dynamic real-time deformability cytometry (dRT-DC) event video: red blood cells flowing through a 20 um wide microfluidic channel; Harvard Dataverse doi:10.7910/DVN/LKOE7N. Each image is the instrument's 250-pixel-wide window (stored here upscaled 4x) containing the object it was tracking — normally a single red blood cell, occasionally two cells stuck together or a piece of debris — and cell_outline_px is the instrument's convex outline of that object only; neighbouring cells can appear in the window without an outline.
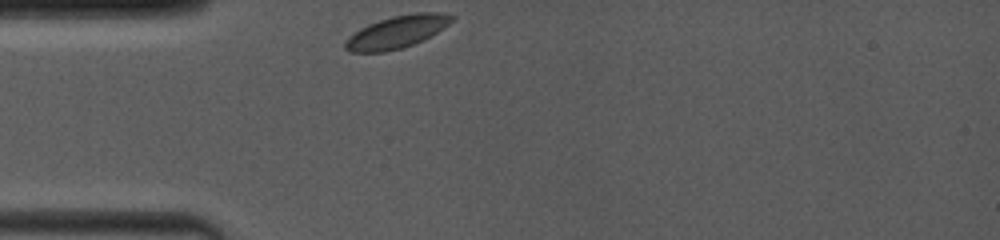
{"species": "common noctule bat (a hibernating species)", "species_latin": "Nyctalus noctula", "temperature_condition": "room temperature", "stored_images_in_passage": 3, "camera_frame_rate_fps": 4000, "um_per_image_px": 0.085, "animal": {"sex": "female", "body_mass_g": 19.0, "forearm_length_mm": 53.3}, "frame": {"image": 1, "passage_image": 1, "time_ms": 0.0, "image_size_px": [1000, 240], "cell_outline_px": [[456, 16], [448, 24], [436, 32], [412, 44], [400, 48], [384, 52], [348, 52], [344, 48], [344, 44], [348, 36], [360, 28], [368, 24], [392, 16], [416, 12], [440, 12]], "centroid_in_image_um": [33.68, 2.71], "position_along_channel_um": 51.3, "area_um2": 19.88}}
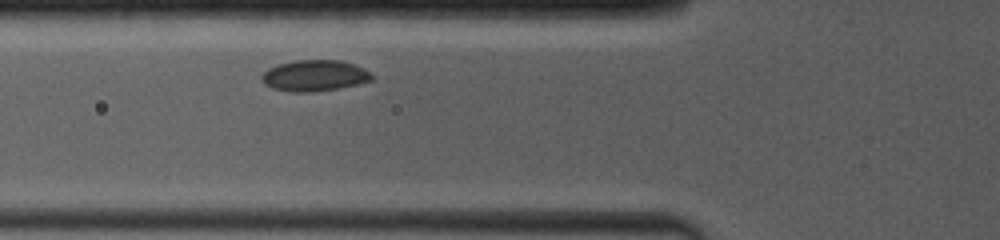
{"frame": {"image": 2, "passage_image": 3, "time_ms": 1.5, "image_size_px": [1000, 240], "cell_outline_px": [[372, 80], [356, 84], [336, 88], [312, 92], [292, 92], [272, 88], [264, 84], [260, 76], [268, 68], [280, 64], [296, 60], [340, 60], [364, 68], [372, 72]], "centroid_in_image_um": [26.72, 6.42], "position_along_channel_um": 99.1, "area_um2": 19.83}}